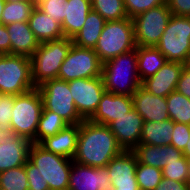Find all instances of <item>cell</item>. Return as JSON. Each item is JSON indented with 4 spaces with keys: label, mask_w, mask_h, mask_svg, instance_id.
<instances>
[{
    "label": "cell",
    "mask_w": 190,
    "mask_h": 190,
    "mask_svg": "<svg viewBox=\"0 0 190 190\" xmlns=\"http://www.w3.org/2000/svg\"><path fill=\"white\" fill-rule=\"evenodd\" d=\"M5 1H21V0H5Z\"/></svg>",
    "instance_id": "681fc988"
},
{
    "label": "cell",
    "mask_w": 190,
    "mask_h": 190,
    "mask_svg": "<svg viewBox=\"0 0 190 190\" xmlns=\"http://www.w3.org/2000/svg\"><path fill=\"white\" fill-rule=\"evenodd\" d=\"M137 162L159 169H163L166 163L180 160L183 152L172 145L154 146L148 144H139L133 150Z\"/></svg>",
    "instance_id": "ffe728a7"
},
{
    "label": "cell",
    "mask_w": 190,
    "mask_h": 190,
    "mask_svg": "<svg viewBox=\"0 0 190 190\" xmlns=\"http://www.w3.org/2000/svg\"><path fill=\"white\" fill-rule=\"evenodd\" d=\"M43 101L36 88L15 96L10 128L18 135L33 141L42 114Z\"/></svg>",
    "instance_id": "52a82bcc"
},
{
    "label": "cell",
    "mask_w": 190,
    "mask_h": 190,
    "mask_svg": "<svg viewBox=\"0 0 190 190\" xmlns=\"http://www.w3.org/2000/svg\"><path fill=\"white\" fill-rule=\"evenodd\" d=\"M67 0H36V7L62 25Z\"/></svg>",
    "instance_id": "e575fe53"
},
{
    "label": "cell",
    "mask_w": 190,
    "mask_h": 190,
    "mask_svg": "<svg viewBox=\"0 0 190 190\" xmlns=\"http://www.w3.org/2000/svg\"><path fill=\"white\" fill-rule=\"evenodd\" d=\"M133 109L132 96L119 95L105 91L98 104L96 112L89 119L91 122L101 125H109L121 115Z\"/></svg>",
    "instance_id": "2e32d148"
},
{
    "label": "cell",
    "mask_w": 190,
    "mask_h": 190,
    "mask_svg": "<svg viewBox=\"0 0 190 190\" xmlns=\"http://www.w3.org/2000/svg\"><path fill=\"white\" fill-rule=\"evenodd\" d=\"M140 190H154L162 180V169L137 162L135 172Z\"/></svg>",
    "instance_id": "d6a6232c"
},
{
    "label": "cell",
    "mask_w": 190,
    "mask_h": 190,
    "mask_svg": "<svg viewBox=\"0 0 190 190\" xmlns=\"http://www.w3.org/2000/svg\"><path fill=\"white\" fill-rule=\"evenodd\" d=\"M5 0H0V23H1V18H2V12L5 6Z\"/></svg>",
    "instance_id": "bcb514c9"
},
{
    "label": "cell",
    "mask_w": 190,
    "mask_h": 190,
    "mask_svg": "<svg viewBox=\"0 0 190 190\" xmlns=\"http://www.w3.org/2000/svg\"><path fill=\"white\" fill-rule=\"evenodd\" d=\"M36 88L32 80L31 59L23 55L0 57V94L20 95Z\"/></svg>",
    "instance_id": "8992f818"
},
{
    "label": "cell",
    "mask_w": 190,
    "mask_h": 190,
    "mask_svg": "<svg viewBox=\"0 0 190 190\" xmlns=\"http://www.w3.org/2000/svg\"><path fill=\"white\" fill-rule=\"evenodd\" d=\"M72 44V39L67 37L40 43L38 49L30 57L35 87L45 81L58 78L60 67Z\"/></svg>",
    "instance_id": "277c9868"
},
{
    "label": "cell",
    "mask_w": 190,
    "mask_h": 190,
    "mask_svg": "<svg viewBox=\"0 0 190 190\" xmlns=\"http://www.w3.org/2000/svg\"><path fill=\"white\" fill-rule=\"evenodd\" d=\"M185 68L189 69L190 70V54L188 55V58L184 64Z\"/></svg>",
    "instance_id": "7dc6e473"
},
{
    "label": "cell",
    "mask_w": 190,
    "mask_h": 190,
    "mask_svg": "<svg viewBox=\"0 0 190 190\" xmlns=\"http://www.w3.org/2000/svg\"><path fill=\"white\" fill-rule=\"evenodd\" d=\"M10 38V54L31 57L40 43L33 34L28 21L6 25Z\"/></svg>",
    "instance_id": "44dd1931"
},
{
    "label": "cell",
    "mask_w": 190,
    "mask_h": 190,
    "mask_svg": "<svg viewBox=\"0 0 190 190\" xmlns=\"http://www.w3.org/2000/svg\"><path fill=\"white\" fill-rule=\"evenodd\" d=\"M166 100L169 118L173 122L190 125V99L175 90Z\"/></svg>",
    "instance_id": "f546056e"
},
{
    "label": "cell",
    "mask_w": 190,
    "mask_h": 190,
    "mask_svg": "<svg viewBox=\"0 0 190 190\" xmlns=\"http://www.w3.org/2000/svg\"><path fill=\"white\" fill-rule=\"evenodd\" d=\"M106 167L96 168L72 162L68 190H111Z\"/></svg>",
    "instance_id": "4fadbf2b"
},
{
    "label": "cell",
    "mask_w": 190,
    "mask_h": 190,
    "mask_svg": "<svg viewBox=\"0 0 190 190\" xmlns=\"http://www.w3.org/2000/svg\"><path fill=\"white\" fill-rule=\"evenodd\" d=\"M0 53L10 54V38L5 25L0 23Z\"/></svg>",
    "instance_id": "b9f144b4"
},
{
    "label": "cell",
    "mask_w": 190,
    "mask_h": 190,
    "mask_svg": "<svg viewBox=\"0 0 190 190\" xmlns=\"http://www.w3.org/2000/svg\"><path fill=\"white\" fill-rule=\"evenodd\" d=\"M123 151L107 125L84 120L80 123L73 161L86 166L105 167Z\"/></svg>",
    "instance_id": "7a4b0ae2"
},
{
    "label": "cell",
    "mask_w": 190,
    "mask_h": 190,
    "mask_svg": "<svg viewBox=\"0 0 190 190\" xmlns=\"http://www.w3.org/2000/svg\"><path fill=\"white\" fill-rule=\"evenodd\" d=\"M143 123V118L133 108L111 122L108 127L123 150H133L140 144Z\"/></svg>",
    "instance_id": "5bb4252c"
},
{
    "label": "cell",
    "mask_w": 190,
    "mask_h": 190,
    "mask_svg": "<svg viewBox=\"0 0 190 190\" xmlns=\"http://www.w3.org/2000/svg\"><path fill=\"white\" fill-rule=\"evenodd\" d=\"M172 16L167 4L149 9L133 20L135 43L139 47L156 46Z\"/></svg>",
    "instance_id": "8fae6325"
},
{
    "label": "cell",
    "mask_w": 190,
    "mask_h": 190,
    "mask_svg": "<svg viewBox=\"0 0 190 190\" xmlns=\"http://www.w3.org/2000/svg\"><path fill=\"white\" fill-rule=\"evenodd\" d=\"M173 131L174 122L171 119H167L162 122H144L140 137V144L154 146L170 145Z\"/></svg>",
    "instance_id": "4316f807"
},
{
    "label": "cell",
    "mask_w": 190,
    "mask_h": 190,
    "mask_svg": "<svg viewBox=\"0 0 190 190\" xmlns=\"http://www.w3.org/2000/svg\"><path fill=\"white\" fill-rule=\"evenodd\" d=\"M133 108L144 122H162L169 118L166 97L155 96L140 86L132 95Z\"/></svg>",
    "instance_id": "e0dca14e"
},
{
    "label": "cell",
    "mask_w": 190,
    "mask_h": 190,
    "mask_svg": "<svg viewBox=\"0 0 190 190\" xmlns=\"http://www.w3.org/2000/svg\"><path fill=\"white\" fill-rule=\"evenodd\" d=\"M184 64L167 61L155 74L141 82V86L155 96L167 97L176 90Z\"/></svg>",
    "instance_id": "9a60e30c"
},
{
    "label": "cell",
    "mask_w": 190,
    "mask_h": 190,
    "mask_svg": "<svg viewBox=\"0 0 190 190\" xmlns=\"http://www.w3.org/2000/svg\"><path fill=\"white\" fill-rule=\"evenodd\" d=\"M155 47L168 61L185 64L190 54V17L172 15Z\"/></svg>",
    "instance_id": "ba28073f"
},
{
    "label": "cell",
    "mask_w": 190,
    "mask_h": 190,
    "mask_svg": "<svg viewBox=\"0 0 190 190\" xmlns=\"http://www.w3.org/2000/svg\"><path fill=\"white\" fill-rule=\"evenodd\" d=\"M43 107L58 114L69 125L80 124L84 119L79 115L68 82L61 79L45 81L37 87Z\"/></svg>",
    "instance_id": "9c48e42d"
},
{
    "label": "cell",
    "mask_w": 190,
    "mask_h": 190,
    "mask_svg": "<svg viewBox=\"0 0 190 190\" xmlns=\"http://www.w3.org/2000/svg\"><path fill=\"white\" fill-rule=\"evenodd\" d=\"M75 107L84 120H89L106 91L102 76L75 79L68 82Z\"/></svg>",
    "instance_id": "7c38bea8"
},
{
    "label": "cell",
    "mask_w": 190,
    "mask_h": 190,
    "mask_svg": "<svg viewBox=\"0 0 190 190\" xmlns=\"http://www.w3.org/2000/svg\"><path fill=\"white\" fill-rule=\"evenodd\" d=\"M91 9V0H67L66 16L61 25L64 37L72 39L80 31Z\"/></svg>",
    "instance_id": "cb8c5ba5"
},
{
    "label": "cell",
    "mask_w": 190,
    "mask_h": 190,
    "mask_svg": "<svg viewBox=\"0 0 190 190\" xmlns=\"http://www.w3.org/2000/svg\"><path fill=\"white\" fill-rule=\"evenodd\" d=\"M188 169L189 160L183 156L180 160L166 163V166L162 169V175L164 178L175 180L178 182H188Z\"/></svg>",
    "instance_id": "836d02e7"
},
{
    "label": "cell",
    "mask_w": 190,
    "mask_h": 190,
    "mask_svg": "<svg viewBox=\"0 0 190 190\" xmlns=\"http://www.w3.org/2000/svg\"><path fill=\"white\" fill-rule=\"evenodd\" d=\"M163 4H166V0H124L127 16L131 19L142 12Z\"/></svg>",
    "instance_id": "d590c367"
},
{
    "label": "cell",
    "mask_w": 190,
    "mask_h": 190,
    "mask_svg": "<svg viewBox=\"0 0 190 190\" xmlns=\"http://www.w3.org/2000/svg\"><path fill=\"white\" fill-rule=\"evenodd\" d=\"M188 170H189V181L188 182L190 184V160H189V169Z\"/></svg>",
    "instance_id": "c3c4849f"
},
{
    "label": "cell",
    "mask_w": 190,
    "mask_h": 190,
    "mask_svg": "<svg viewBox=\"0 0 190 190\" xmlns=\"http://www.w3.org/2000/svg\"><path fill=\"white\" fill-rule=\"evenodd\" d=\"M171 144L176 149L183 151L190 139V125L174 122Z\"/></svg>",
    "instance_id": "8d00e7d4"
},
{
    "label": "cell",
    "mask_w": 190,
    "mask_h": 190,
    "mask_svg": "<svg viewBox=\"0 0 190 190\" xmlns=\"http://www.w3.org/2000/svg\"><path fill=\"white\" fill-rule=\"evenodd\" d=\"M15 96L0 94V126L10 127Z\"/></svg>",
    "instance_id": "74e56055"
},
{
    "label": "cell",
    "mask_w": 190,
    "mask_h": 190,
    "mask_svg": "<svg viewBox=\"0 0 190 190\" xmlns=\"http://www.w3.org/2000/svg\"><path fill=\"white\" fill-rule=\"evenodd\" d=\"M111 190H140L139 186H133V187H112Z\"/></svg>",
    "instance_id": "f6af8a7d"
},
{
    "label": "cell",
    "mask_w": 190,
    "mask_h": 190,
    "mask_svg": "<svg viewBox=\"0 0 190 190\" xmlns=\"http://www.w3.org/2000/svg\"><path fill=\"white\" fill-rule=\"evenodd\" d=\"M105 23L106 20L98 12L91 9L83 27L72 38L73 44L82 48L94 49Z\"/></svg>",
    "instance_id": "d4e9b609"
},
{
    "label": "cell",
    "mask_w": 190,
    "mask_h": 190,
    "mask_svg": "<svg viewBox=\"0 0 190 190\" xmlns=\"http://www.w3.org/2000/svg\"><path fill=\"white\" fill-rule=\"evenodd\" d=\"M176 91L190 99V70L185 67L177 82Z\"/></svg>",
    "instance_id": "60d3db41"
},
{
    "label": "cell",
    "mask_w": 190,
    "mask_h": 190,
    "mask_svg": "<svg viewBox=\"0 0 190 190\" xmlns=\"http://www.w3.org/2000/svg\"><path fill=\"white\" fill-rule=\"evenodd\" d=\"M28 23L39 43L64 37L61 24L37 7L33 9Z\"/></svg>",
    "instance_id": "603a6c76"
},
{
    "label": "cell",
    "mask_w": 190,
    "mask_h": 190,
    "mask_svg": "<svg viewBox=\"0 0 190 190\" xmlns=\"http://www.w3.org/2000/svg\"><path fill=\"white\" fill-rule=\"evenodd\" d=\"M32 142L15 132L0 144V173L26 164Z\"/></svg>",
    "instance_id": "d6986e66"
},
{
    "label": "cell",
    "mask_w": 190,
    "mask_h": 190,
    "mask_svg": "<svg viewBox=\"0 0 190 190\" xmlns=\"http://www.w3.org/2000/svg\"><path fill=\"white\" fill-rule=\"evenodd\" d=\"M112 187L138 186L135 172L137 159L132 150H123L106 166Z\"/></svg>",
    "instance_id": "ac0fdd59"
},
{
    "label": "cell",
    "mask_w": 190,
    "mask_h": 190,
    "mask_svg": "<svg viewBox=\"0 0 190 190\" xmlns=\"http://www.w3.org/2000/svg\"><path fill=\"white\" fill-rule=\"evenodd\" d=\"M172 15L190 17V0H166Z\"/></svg>",
    "instance_id": "f35d334b"
},
{
    "label": "cell",
    "mask_w": 190,
    "mask_h": 190,
    "mask_svg": "<svg viewBox=\"0 0 190 190\" xmlns=\"http://www.w3.org/2000/svg\"><path fill=\"white\" fill-rule=\"evenodd\" d=\"M136 48L131 18L106 21L94 48L102 63Z\"/></svg>",
    "instance_id": "5b68a950"
},
{
    "label": "cell",
    "mask_w": 190,
    "mask_h": 190,
    "mask_svg": "<svg viewBox=\"0 0 190 190\" xmlns=\"http://www.w3.org/2000/svg\"><path fill=\"white\" fill-rule=\"evenodd\" d=\"M0 190H28V178L25 166L1 172Z\"/></svg>",
    "instance_id": "1f68e13d"
},
{
    "label": "cell",
    "mask_w": 190,
    "mask_h": 190,
    "mask_svg": "<svg viewBox=\"0 0 190 190\" xmlns=\"http://www.w3.org/2000/svg\"><path fill=\"white\" fill-rule=\"evenodd\" d=\"M91 5L106 21L128 18L124 0H91Z\"/></svg>",
    "instance_id": "4dcf8cb0"
},
{
    "label": "cell",
    "mask_w": 190,
    "mask_h": 190,
    "mask_svg": "<svg viewBox=\"0 0 190 190\" xmlns=\"http://www.w3.org/2000/svg\"><path fill=\"white\" fill-rule=\"evenodd\" d=\"M102 78L107 92L132 96L141 86L136 48L104 62Z\"/></svg>",
    "instance_id": "3957f363"
},
{
    "label": "cell",
    "mask_w": 190,
    "mask_h": 190,
    "mask_svg": "<svg viewBox=\"0 0 190 190\" xmlns=\"http://www.w3.org/2000/svg\"><path fill=\"white\" fill-rule=\"evenodd\" d=\"M73 160L32 143L25 166L28 190H68Z\"/></svg>",
    "instance_id": "6da1fadb"
},
{
    "label": "cell",
    "mask_w": 190,
    "mask_h": 190,
    "mask_svg": "<svg viewBox=\"0 0 190 190\" xmlns=\"http://www.w3.org/2000/svg\"><path fill=\"white\" fill-rule=\"evenodd\" d=\"M35 7L36 0L6 1L1 23L6 26L15 22L28 21Z\"/></svg>",
    "instance_id": "83f0119b"
},
{
    "label": "cell",
    "mask_w": 190,
    "mask_h": 190,
    "mask_svg": "<svg viewBox=\"0 0 190 190\" xmlns=\"http://www.w3.org/2000/svg\"><path fill=\"white\" fill-rule=\"evenodd\" d=\"M69 124L58 114L51 112L44 107L36 130V137L32 143L39 144L43 139L53 136L65 129Z\"/></svg>",
    "instance_id": "f1b7e54d"
},
{
    "label": "cell",
    "mask_w": 190,
    "mask_h": 190,
    "mask_svg": "<svg viewBox=\"0 0 190 190\" xmlns=\"http://www.w3.org/2000/svg\"><path fill=\"white\" fill-rule=\"evenodd\" d=\"M154 190H190V184L162 177L161 182Z\"/></svg>",
    "instance_id": "ab89813d"
},
{
    "label": "cell",
    "mask_w": 190,
    "mask_h": 190,
    "mask_svg": "<svg viewBox=\"0 0 190 190\" xmlns=\"http://www.w3.org/2000/svg\"><path fill=\"white\" fill-rule=\"evenodd\" d=\"M14 131L10 127L0 126V144L6 140L8 136H11Z\"/></svg>",
    "instance_id": "7bdbcfd3"
},
{
    "label": "cell",
    "mask_w": 190,
    "mask_h": 190,
    "mask_svg": "<svg viewBox=\"0 0 190 190\" xmlns=\"http://www.w3.org/2000/svg\"><path fill=\"white\" fill-rule=\"evenodd\" d=\"M80 124L68 125L53 136L46 137L39 145L46 151L73 160L77 150V140Z\"/></svg>",
    "instance_id": "7402d4cb"
},
{
    "label": "cell",
    "mask_w": 190,
    "mask_h": 190,
    "mask_svg": "<svg viewBox=\"0 0 190 190\" xmlns=\"http://www.w3.org/2000/svg\"><path fill=\"white\" fill-rule=\"evenodd\" d=\"M102 65L94 49L72 44L60 67L58 79L69 82L75 79L102 76Z\"/></svg>",
    "instance_id": "30bf717a"
},
{
    "label": "cell",
    "mask_w": 190,
    "mask_h": 190,
    "mask_svg": "<svg viewBox=\"0 0 190 190\" xmlns=\"http://www.w3.org/2000/svg\"><path fill=\"white\" fill-rule=\"evenodd\" d=\"M182 152H183L184 157H186L188 160H190V139Z\"/></svg>",
    "instance_id": "ee69618b"
},
{
    "label": "cell",
    "mask_w": 190,
    "mask_h": 190,
    "mask_svg": "<svg viewBox=\"0 0 190 190\" xmlns=\"http://www.w3.org/2000/svg\"><path fill=\"white\" fill-rule=\"evenodd\" d=\"M136 52L137 70L141 82L155 75L168 61L155 46H136Z\"/></svg>",
    "instance_id": "484cf974"
}]
</instances>
